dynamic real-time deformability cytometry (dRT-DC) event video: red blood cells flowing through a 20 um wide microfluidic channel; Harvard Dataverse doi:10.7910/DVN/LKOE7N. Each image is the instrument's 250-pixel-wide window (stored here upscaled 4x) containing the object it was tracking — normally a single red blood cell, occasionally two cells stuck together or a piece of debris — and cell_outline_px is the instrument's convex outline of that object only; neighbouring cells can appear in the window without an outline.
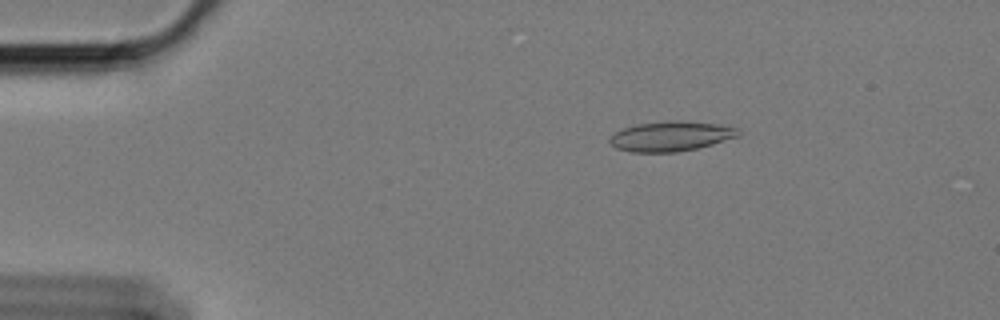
{"species": "Egyptian fruit bat (a non-hibernating species)", "species_latin": "Rousettus aegyptiacus", "temperature_condition": "cold", "stored_images_in_passage": 52, "camera_frame_rate_fps": 3000, "um_per_image_px": 0.085, "animal": {"sex": "female"}, "frame": {"image": 1, "passage_image": 3, "time_ms": 0.667, "image_size_px": [1000, 320], "cell_outline_px": [[740, 136], [712, 144], [696, 148], [676, 152], [632, 152], [616, 148], [608, 140], [616, 132], [624, 128], [640, 124], [716, 124], [736, 128], [740, 132]], "centroid_in_image_um": [57.01, 11.65], "position_along_channel_um": 28.0, "area_um2": 20.87}}
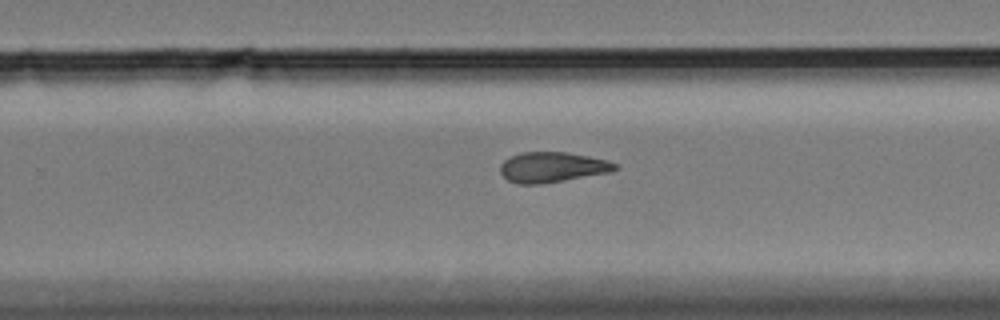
{"frame": {"image": 2, "passage_image": 31, "time_ms": 10.0, "image_size_px": [1000, 320], "cell_outline_px": [[620, 168], [608, 172], [564, 180], [540, 184], [520, 184], [508, 180], [500, 172], [500, 164], [504, 160], [520, 152], [564, 152], [588, 156], [608, 160], [616, 164]], "centroid_in_image_um": [46.92, 14.2], "position_along_channel_um": 282.9, "area_um2": 20.06}}
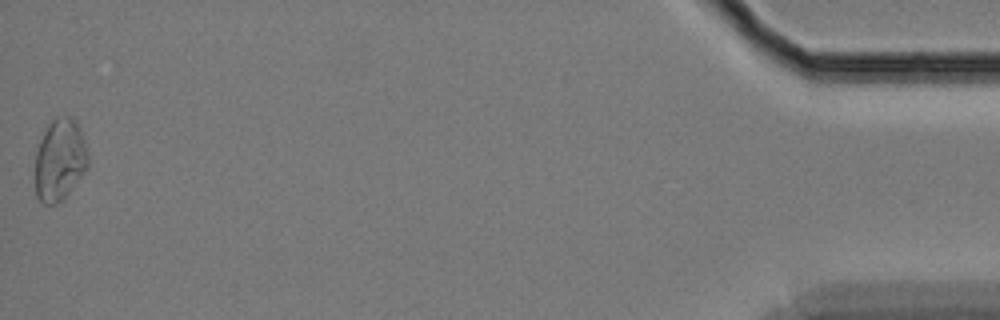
{"frame": {"image": 3, "passage_image": 52, "time_ms": 17.0, "image_size_px": [1000, 320], "cell_outline_px": [[88, 168], [68, 192], [56, 204], [44, 204], [36, 196], [36, 152], [40, 140], [48, 124], [56, 116], [72, 116], [76, 120], [80, 128], [84, 140], [88, 156]], "centroid_in_image_um": [5.09, 13.55], "position_along_channel_um": 430.1, "area_um2": 25.09}, "authors_computed_cell_mechanics": {"area_um2": 21.1259, "velocity_mm_per_s": 3.3839, "shape_relaxation_time_tau1_ms": null, "shape_relaxation_time_tau2_ms": 4.6336, "deformation_change_tau1": null, "deformation_change_tau2": 0.1143}}